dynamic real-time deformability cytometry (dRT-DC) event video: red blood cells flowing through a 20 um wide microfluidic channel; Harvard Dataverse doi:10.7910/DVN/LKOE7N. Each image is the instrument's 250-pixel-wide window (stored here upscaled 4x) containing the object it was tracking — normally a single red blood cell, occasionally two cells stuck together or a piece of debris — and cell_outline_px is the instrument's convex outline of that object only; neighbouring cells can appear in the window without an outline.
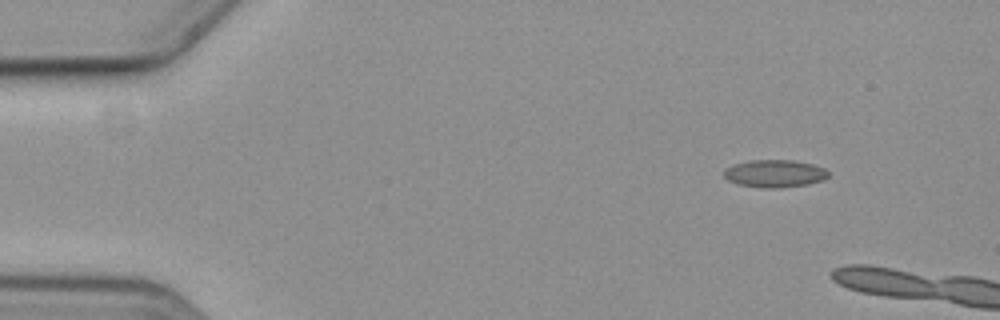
{"species": "common noctule bat (a hibernating species)", "species_latin": "Nyctalus noctula", "temperature_condition": "cold", "stored_images_in_passage": 2, "camera_frame_rate_fps": 3000, "um_per_image_px": 0.085, "animal": {"sex": "female", "body_mass_g": 19.3, "forearm_length_mm": 54.1}, "frame": {"image": 1, "passage_image": 1, "time_ms": 0.0, "image_size_px": [1000, 320], "cell_outline_px": [[828, 176], [824, 180], [808, 184], [740, 184], [728, 180], [724, 176], [724, 168], [732, 164], [748, 160], [792, 160], [812, 164], [824, 168], [828, 172]], "centroid_in_image_um": [65.84, 14.66], "position_along_channel_um": 19.2, "area_um2": 15.61}}